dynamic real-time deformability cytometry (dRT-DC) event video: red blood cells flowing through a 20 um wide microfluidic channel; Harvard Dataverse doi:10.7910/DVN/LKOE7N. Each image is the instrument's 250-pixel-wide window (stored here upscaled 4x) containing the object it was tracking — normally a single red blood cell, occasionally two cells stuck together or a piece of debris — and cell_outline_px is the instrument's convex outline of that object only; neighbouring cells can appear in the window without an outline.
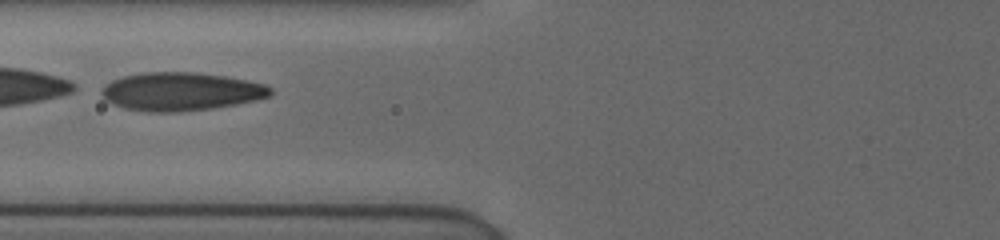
{"species": "human", "species_latin": "Homo sapiens", "temperature_condition": "cold", "stored_images_in_passage": 41, "camera_frame_rate_fps": 3000, "um_per_image_px": 0.085, "donor": {"sex": "female"}, "frame": {"image": 1, "passage_image": 12, "time_ms": 3.667, "image_size_px": [1000, 240], "cell_outline_px": [[272, 96], [256, 100], [236, 104], [212, 108], [180, 112], [148, 112], [124, 108], [112, 104], [104, 100], [100, 92], [104, 84], [112, 80], [124, 76], [144, 72], [196, 72], [224, 76], [264, 84], [272, 88]], "centroid_in_image_um": [15.34, 7.79], "position_along_channel_um": 110.5, "area_um2": 37.86}}
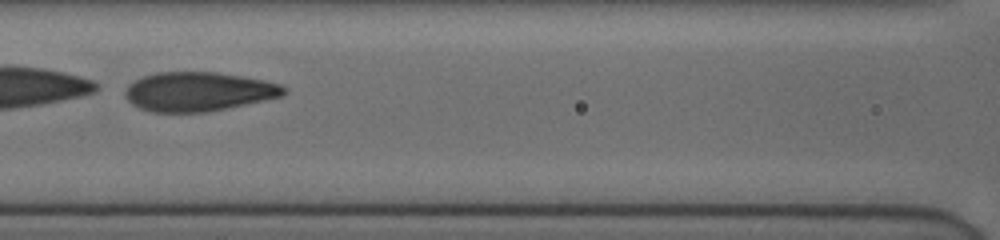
{"frame": {"image": 2, "passage_image": 15, "time_ms": 4.667, "image_size_px": [1000, 240], "cell_outline_px": [[288, 88], [280, 96], [244, 104], [204, 112], [152, 112], [140, 108], [132, 104], [124, 96], [124, 92], [128, 84], [144, 76], [156, 72], [216, 72], [244, 76], [264, 80], [280, 84]], "centroid_in_image_um": [16.82, 7.77], "position_along_channel_um": 149.8, "area_um2": 35.95}}
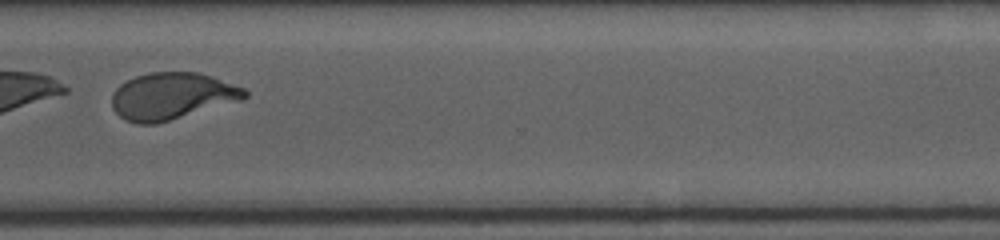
{"frame": {"image": 3, "passage_image": 31, "time_ms": 10.0, "image_size_px": [1000, 240], "cell_outline_px": [[248, 96], [244, 100], [156, 124], [136, 124], [120, 116], [112, 108], [112, 92], [120, 84], [136, 76], [148, 72], [200, 72], [244, 88], [248, 92]], "centroid_in_image_um": [14.63, 8.17], "position_along_channel_um": 356.0, "area_um2": 36.47}, "authors_computed_cell_mechanics": {"area_um2": 37.57, "velocity_mm_per_s": 3.8651, "shape_relaxation_time_tau1_ms": 1.1094, "shape_relaxation_time_tau2_ms": 0.7226, "deformation_change_tau1": 0.2947, "deformation_change_tau2": 0.0767}}